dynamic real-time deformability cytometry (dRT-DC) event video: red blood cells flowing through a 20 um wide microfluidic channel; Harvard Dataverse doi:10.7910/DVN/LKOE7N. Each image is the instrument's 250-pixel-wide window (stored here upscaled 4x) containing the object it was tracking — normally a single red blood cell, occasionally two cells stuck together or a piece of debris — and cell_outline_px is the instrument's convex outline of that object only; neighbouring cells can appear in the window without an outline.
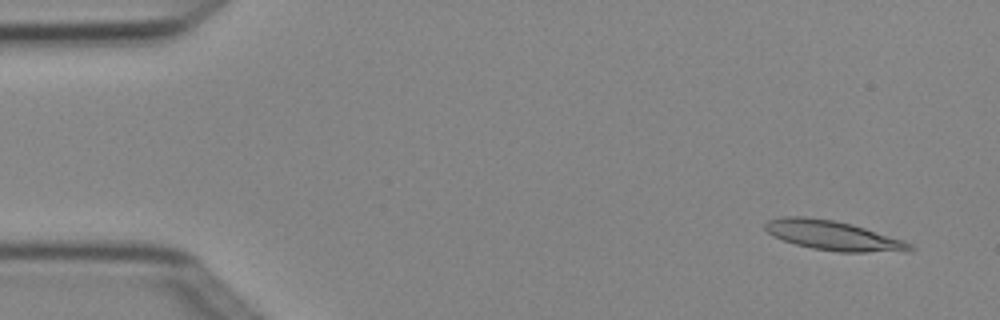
{"species": "Egyptian fruit bat (a non-hibernating species)", "species_latin": "Rousettus aegyptiacus", "temperature_condition": "cold", "stored_images_in_passage": 3, "camera_frame_rate_fps": 3000, "um_per_image_px": 0.085, "animal": {"sex": "female"}, "frame": {"image": 1, "passage_image": 1, "time_ms": 0.0, "image_size_px": [1000, 320], "cell_outline_px": [[916, 248], [908, 252], [840, 252], [812, 248], [796, 244], [772, 236], [764, 228], [764, 224], [768, 220], [784, 216], [804, 216], [832, 220], [852, 224], [904, 240], [912, 244]], "centroid_in_image_um": [70.85, 20.02], "position_along_channel_um": 14.1, "area_um2": 25.03}}